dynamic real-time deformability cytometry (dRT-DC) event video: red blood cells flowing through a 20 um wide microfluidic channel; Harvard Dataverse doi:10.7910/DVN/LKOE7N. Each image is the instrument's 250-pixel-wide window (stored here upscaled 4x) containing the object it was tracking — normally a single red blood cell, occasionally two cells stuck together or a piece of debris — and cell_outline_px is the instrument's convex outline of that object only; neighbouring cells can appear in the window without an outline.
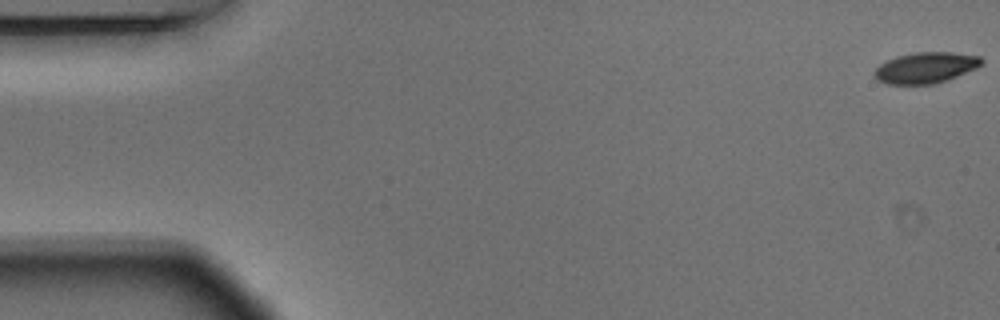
{"species": "Egyptian fruit bat (a non-hibernating species)", "species_latin": "Rousettus aegyptiacus", "temperature_condition": "warm", "stored_images_in_passage": 55, "camera_frame_rate_fps": 3000, "um_per_image_px": 0.085, "animal": {"sex": "male"}, "frame": {"image": 1, "passage_image": 1, "time_ms": 0.0, "image_size_px": [1000, 320], "cell_outline_px": [[984, 64], [976, 68], [948, 80], [936, 84], [888, 84], [876, 80], [872, 72], [880, 64], [896, 56], [916, 52], [952, 52], [980, 56], [984, 60]], "centroid_in_image_um": [78.69, 5.76], "position_along_channel_um": 6.3, "area_um2": 19.54}}
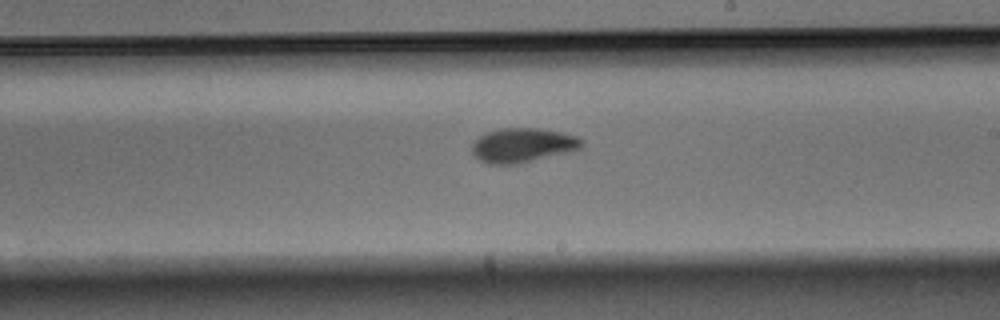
{"frame": {"image": 2, "passage_image": 32, "time_ms": 10.333, "image_size_px": [1000, 320], "cell_outline_px": [[584, 144], [580, 148], [568, 152], [520, 164], [488, 164], [480, 160], [472, 152], [472, 144], [480, 136], [488, 132], [504, 128], [536, 128], [560, 132], [576, 136], [584, 140]], "centroid_in_image_um": [44.45, 12.35], "position_along_channel_um": 244.6, "area_um2": 21.85}}
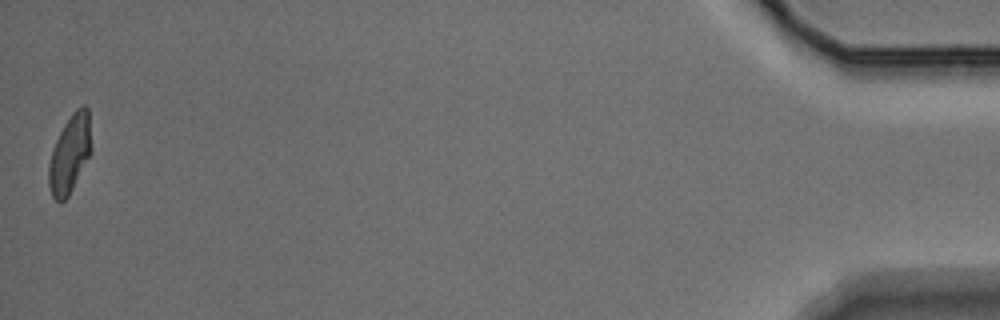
{"frame": {"image": 3, "passage_image": 55, "time_ms": 18.0, "image_size_px": [1000, 320], "cell_outline_px": [[92, 148], [68, 196], [60, 204], [52, 196], [48, 184], [48, 164], [56, 140], [64, 124], [72, 112], [76, 108], [84, 104], [88, 108]], "centroid_in_image_um": [5.92, 13.06], "position_along_channel_um": 429.3, "area_um2": 19.13}, "authors_computed_cell_mechanics": {"area_um2": 20.5768, "velocity_mm_per_s": 3.6721, "shape_relaxation_time_tau1_ms": 3.7379, "shape_relaxation_time_tau2_ms": 2.2337, "deformation_change_tau1": 0.1522, "deformation_change_tau2": 0.0756}}